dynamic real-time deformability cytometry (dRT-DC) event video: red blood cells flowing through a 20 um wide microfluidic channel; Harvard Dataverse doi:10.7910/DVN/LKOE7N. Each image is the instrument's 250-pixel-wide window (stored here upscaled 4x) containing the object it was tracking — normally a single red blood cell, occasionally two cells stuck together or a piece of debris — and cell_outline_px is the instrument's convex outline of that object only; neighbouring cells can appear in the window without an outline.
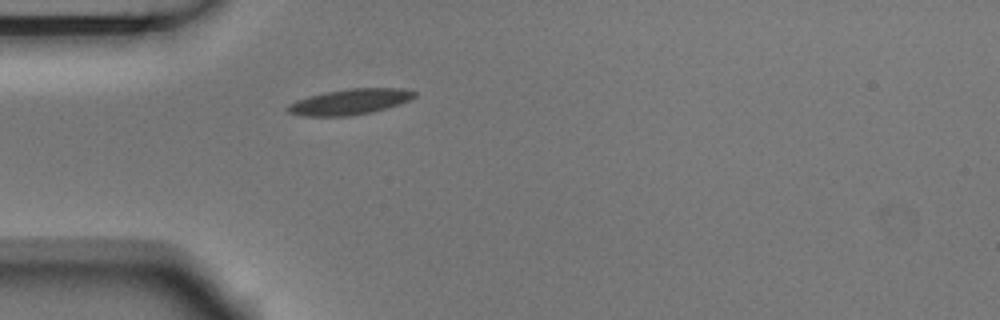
{"species": "Egyptian fruit bat (a non-hibernating species)", "species_latin": "Rousettus aegyptiacus", "temperature_condition": "room temperature", "stored_images_in_passage": 1, "camera_frame_rate_fps": 3000, "um_per_image_px": 0.085, "animal": {"sex": "male"}, "frame": {"image": 1, "passage_image": 1, "time_ms": 0.0, "image_size_px": [1000, 320], "cell_outline_px": [[416, 96], [400, 104], [372, 112], [348, 116], [304, 116], [288, 112], [284, 108], [288, 104], [296, 100], [308, 96], [324, 92], [348, 88], [400, 88], [416, 92]], "centroid_in_image_um": [29.69, 8.65], "position_along_channel_um": 55.3, "area_um2": 19.02}}